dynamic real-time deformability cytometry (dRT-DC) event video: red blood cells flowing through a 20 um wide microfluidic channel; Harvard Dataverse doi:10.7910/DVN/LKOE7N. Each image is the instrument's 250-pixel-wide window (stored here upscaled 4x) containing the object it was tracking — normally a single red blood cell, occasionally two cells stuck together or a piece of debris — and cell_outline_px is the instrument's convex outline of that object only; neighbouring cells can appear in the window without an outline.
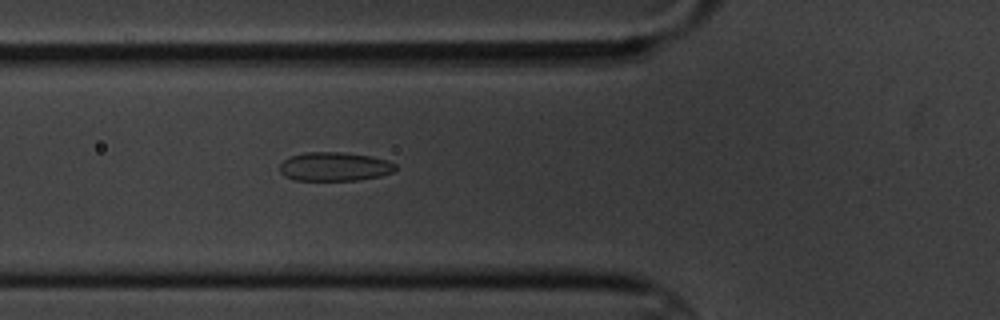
{"species": "common noctule bat (a hibernating species)", "species_latin": "Nyctalus noctula", "temperature_condition": "cold", "stored_images_in_passage": 4, "segment_of_instrument_passage": [1, 2], "camera_frame_rate_fps": 3000, "um_per_image_px": 0.085, "animal": {"sex": "male", "body_mass_g": 20.1, "forearm_length_mm": 53.5}, "frame": {"image": 1, "passage_image": 3, "time_ms": 3.0, "image_size_px": [1000, 320], "cell_outline_px": [[396, 168], [392, 172], [380, 176], [360, 180], [296, 180], [284, 176], [280, 172], [280, 164], [288, 156], [304, 152], [340, 152], [368, 156], [388, 160], [396, 164]], "centroid_in_image_um": [28.41, 14.16], "position_along_channel_um": 97.4, "area_um2": 19.48}}